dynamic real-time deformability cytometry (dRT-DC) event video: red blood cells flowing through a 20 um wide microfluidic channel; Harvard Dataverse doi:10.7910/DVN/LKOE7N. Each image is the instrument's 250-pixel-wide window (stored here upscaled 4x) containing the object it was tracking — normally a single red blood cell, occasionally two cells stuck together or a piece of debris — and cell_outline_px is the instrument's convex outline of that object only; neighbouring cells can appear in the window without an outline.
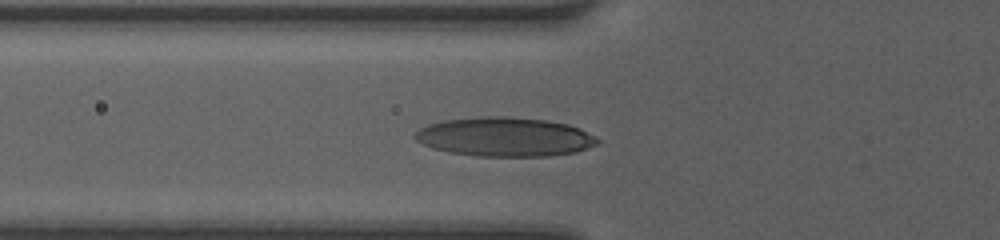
{"species": "human", "species_latin": "Homo sapiens", "temperature_condition": "room temperature", "stored_images_in_passage": 33, "camera_frame_rate_fps": 3000, "um_per_image_px": 0.085, "donor": {"sex": "female"}, "frame": {"image": 1, "passage_image": 2, "time_ms": 0.333, "image_size_px": [1000, 240], "cell_outline_px": [[600, 140], [596, 144], [576, 152], [548, 156], [476, 156], [448, 152], [432, 148], [416, 140], [412, 136], [420, 128], [428, 124], [444, 120], [480, 116], [504, 116], [548, 120], [568, 124], [580, 128], [596, 136]], "centroid_in_image_um": [42.9, 11.63], "position_along_channel_um": 82.9, "area_um2": 41.79}}
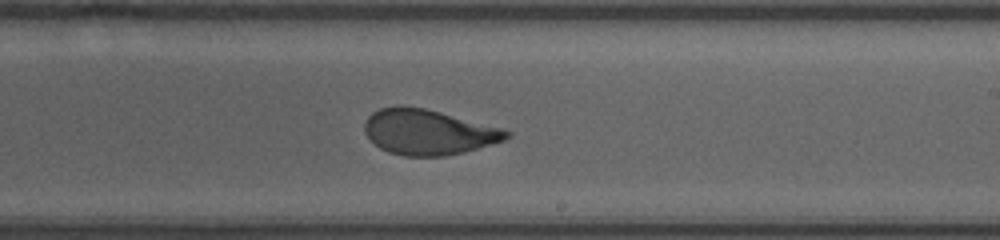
{"frame": {"image": 2, "passage_image": 14, "time_ms": 4.333, "image_size_px": [1000, 240], "cell_outline_px": [[512, 136], [504, 140], [492, 144], [464, 152], [444, 156], [404, 156], [388, 152], [380, 148], [364, 132], [364, 124], [368, 116], [372, 112], [380, 108], [424, 108], [440, 112], [512, 132]], "centroid_in_image_um": [36.39, 11.26], "position_along_channel_um": 252.6, "area_um2": 36.59}}
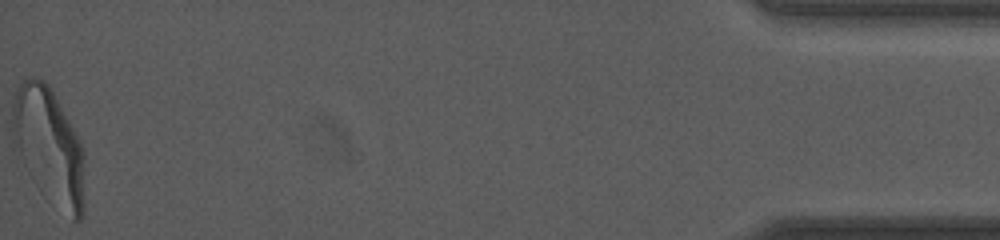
{"frame": {"image": 3, "passage_image": 33, "time_ms": 10.667, "image_size_px": [1000, 240], "cell_outline_px": [[84, 216], [80, 220], [72, 220], [20, 152], [12, 136], [12, 100], [16, 88], [20, 80], [28, 76], [36, 76], [44, 80], [48, 84], [80, 140], [84, 148]], "centroid_in_image_um": [4.21, 12.19], "position_along_channel_um": 431.0, "area_um2": 46.24}, "authors_computed_cell_mechanics": {"area_um2": 38.8416, "velocity_mm_per_s": 4.2255, "shape_relaxation_time_tau1_ms": 4.4492, "shape_relaxation_time_tau2_ms": 0.8634, "deformation_change_tau1": 0.1846, "deformation_change_tau2": 0.0709}}